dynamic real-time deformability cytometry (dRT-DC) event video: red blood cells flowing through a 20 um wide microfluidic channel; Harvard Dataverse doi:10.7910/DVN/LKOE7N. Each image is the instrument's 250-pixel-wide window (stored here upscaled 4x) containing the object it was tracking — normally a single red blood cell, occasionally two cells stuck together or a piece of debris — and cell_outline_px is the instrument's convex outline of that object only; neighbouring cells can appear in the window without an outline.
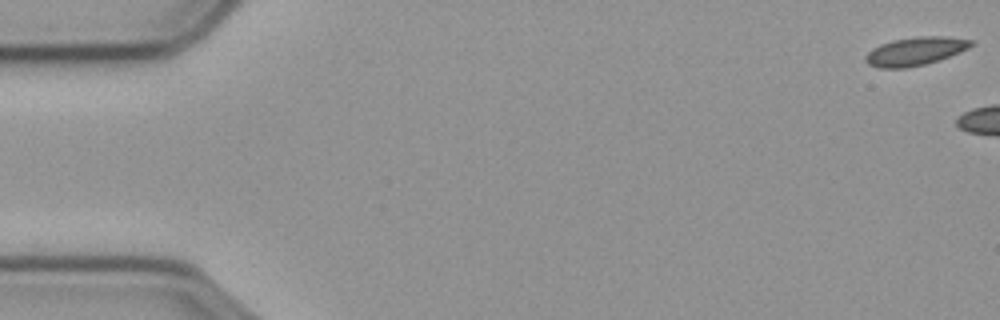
{"species": "common noctule bat (a hibernating species)", "species_latin": "Nyctalus noctula", "temperature_condition": "cold", "stored_images_in_passage": 5, "camera_frame_rate_fps": 3000, "um_per_image_px": 0.085, "animal": {"sex": "male", "body_mass_g": 23.1, "forearm_length_mm": 52.7}, "frame": {"image": 1, "passage_image": 1, "time_ms": 0.0, "image_size_px": [1000, 320], "cell_outline_px": [[976, 44], [960, 52], [940, 60], [908, 68], [876, 68], [868, 64], [864, 60], [864, 56], [872, 48], [880, 44], [892, 40], [916, 36], [948, 36], [972, 40]], "centroid_in_image_um": [77.79, 4.35], "position_along_channel_um": 7.2, "area_um2": 17.74}}